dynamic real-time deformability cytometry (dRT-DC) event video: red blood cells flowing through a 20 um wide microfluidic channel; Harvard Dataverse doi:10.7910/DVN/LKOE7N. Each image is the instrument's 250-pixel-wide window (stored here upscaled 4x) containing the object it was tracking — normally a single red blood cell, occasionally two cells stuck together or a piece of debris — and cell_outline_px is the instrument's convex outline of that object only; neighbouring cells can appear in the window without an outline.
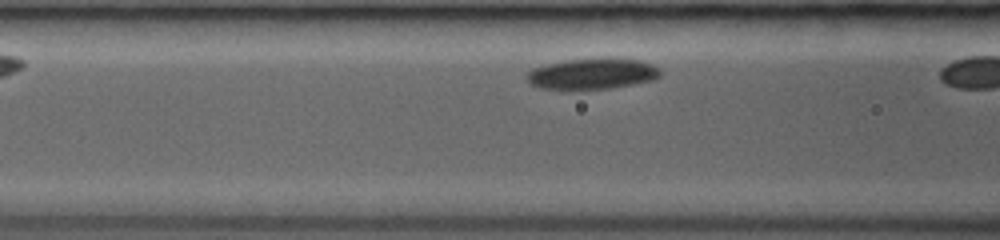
{"species": "common noctule bat (a hibernating species)", "species_latin": "Nyctalus noctula", "temperature_condition": "room temperature", "stored_images_in_passage": 6, "camera_frame_rate_fps": 3000, "um_per_image_px": 0.085, "animal": {"sex": "female", "body_mass_g": 19.0, "forearm_length_mm": 53.3}, "frame": {"image": 1, "passage_image": 5, "time_ms": 1.0, "image_size_px": [1000, 240], "cell_outline_px": [[660, 76], [656, 80], [608, 88], [564, 92], [536, 88], [528, 80], [528, 72], [532, 68], [564, 60], [608, 56], [640, 60], [652, 64], [660, 68]], "centroid_in_image_um": [50.33, 6.28], "position_along_channel_um": 116.3, "area_um2": 25.2}}